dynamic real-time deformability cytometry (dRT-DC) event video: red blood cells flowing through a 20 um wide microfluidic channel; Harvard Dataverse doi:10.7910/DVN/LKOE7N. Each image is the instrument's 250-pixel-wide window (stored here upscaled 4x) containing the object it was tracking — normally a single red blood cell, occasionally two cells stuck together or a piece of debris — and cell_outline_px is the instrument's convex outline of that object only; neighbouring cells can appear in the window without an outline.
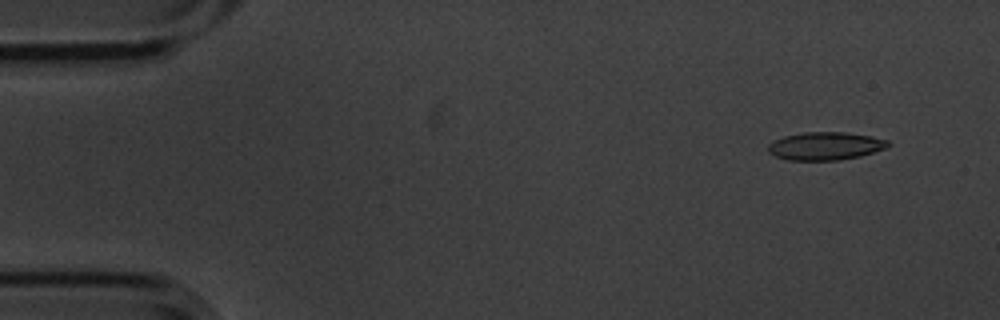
{"species": "common noctule bat (a hibernating species)", "species_latin": "Nyctalus noctula", "temperature_condition": "cold", "stored_images_in_passage": 5, "camera_frame_rate_fps": 3000, "um_per_image_px": 0.085, "animal": {"sex": "male", "body_mass_g": 20.1, "forearm_length_mm": 53.5}, "frame": {"image": 1, "passage_image": 2, "time_ms": 0.333, "image_size_px": [1000, 320], "cell_outline_px": [[892, 144], [884, 148], [860, 156], [840, 160], [788, 160], [776, 156], [768, 152], [768, 144], [772, 140], [784, 136], [804, 132], [848, 132], [872, 136], [888, 140]], "centroid_in_image_um": [70.14, 12.4], "position_along_channel_um": 14.9, "area_um2": 19.65}}
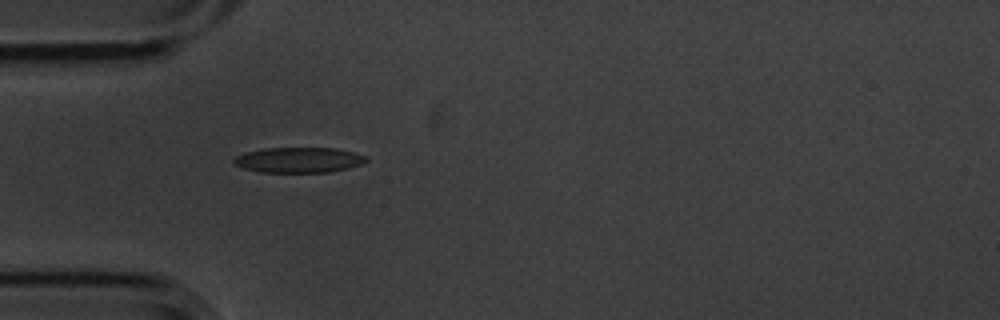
{"frame": {"image": 2, "passage_image": 5, "time_ms": 1.333, "image_size_px": [1000, 320], "cell_outline_px": [[368, 160], [360, 164], [348, 168], [328, 172], [260, 172], [240, 168], [232, 164], [232, 160], [236, 156], [244, 152], [264, 148], [336, 148], [356, 152], [368, 156]], "centroid_in_image_um": [25.36, 13.59], "position_along_channel_um": 59.6, "area_um2": 19.83}}